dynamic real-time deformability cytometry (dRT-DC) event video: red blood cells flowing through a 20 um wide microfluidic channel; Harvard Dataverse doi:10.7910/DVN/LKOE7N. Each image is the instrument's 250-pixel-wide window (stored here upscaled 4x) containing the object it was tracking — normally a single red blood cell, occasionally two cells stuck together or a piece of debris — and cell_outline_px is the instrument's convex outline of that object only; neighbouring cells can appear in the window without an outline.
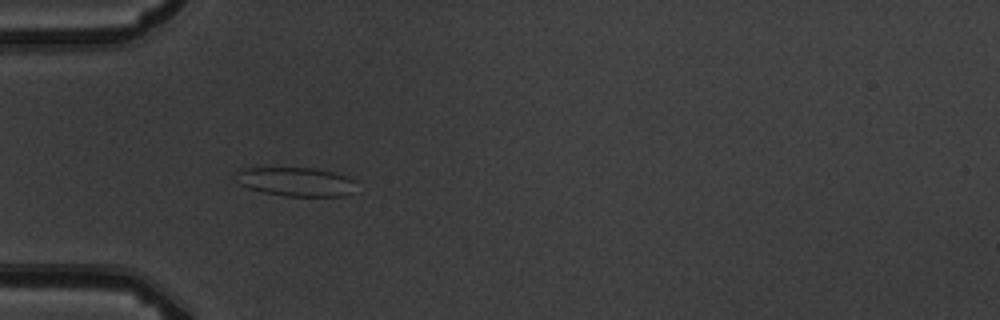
{"species": "common noctule bat (a hibernating species)", "species_latin": "Nyctalus noctula", "temperature_condition": "warm", "stored_images_in_passage": 7, "camera_frame_rate_fps": 3000, "um_per_image_px": 0.085, "animal": {"sex": "male", "body_mass_g": 19.5, "forearm_length_mm": 54.6}, "frame": {"image": 1, "passage_image": 2, "time_ms": 1.0, "image_size_px": [1000, 320], "cell_outline_px": [[352, 180], [348, 192], [344, 196], [284, 196], [264, 192], [248, 188], [240, 184], [236, 172], [236, 168], [312, 168], [332, 172], [344, 176]], "centroid_in_image_um": [25.03, 15.44], "position_along_channel_um": 60.0, "area_um2": 19.65}}
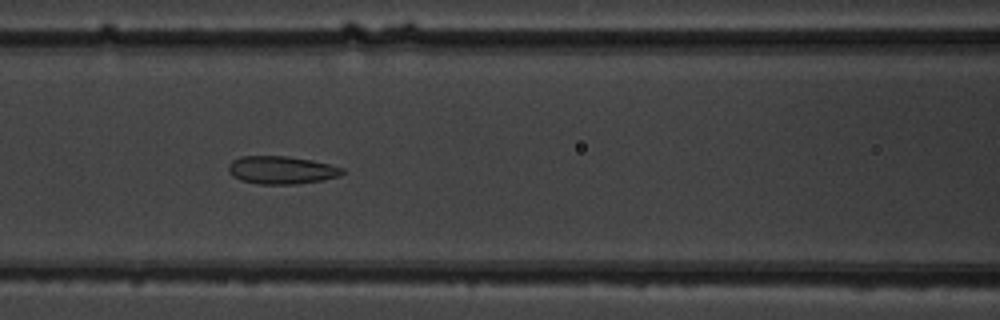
{"frame": {"image": 2, "passage_image": 4, "time_ms": 3.333, "image_size_px": [1000, 320], "cell_outline_px": [[344, 172], [340, 176], [324, 180], [296, 184], [260, 184], [240, 180], [232, 176], [228, 172], [228, 164], [232, 160], [240, 156], [288, 156], [312, 160], [344, 168]], "centroid_in_image_um": [23.91, 14.45], "position_along_channel_um": 142.7, "area_um2": 18.67}}
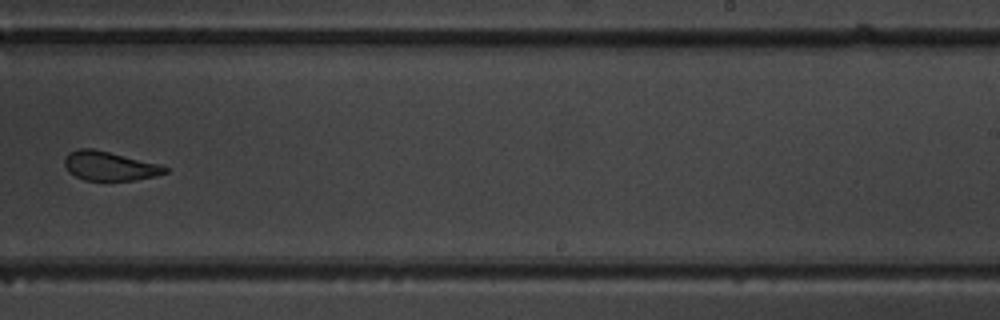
{"frame": {"image": 3, "passage_image": 7, "time_ms": 7.0, "image_size_px": [1000, 320], "cell_outline_px": [[168, 172], [156, 176], [132, 180], [84, 180], [68, 172], [64, 164], [64, 160], [68, 152], [76, 148], [92, 148], [160, 164], [168, 168]], "centroid_in_image_um": [9.29, 14.1], "position_along_channel_um": 279.7, "area_um2": 17.05}}